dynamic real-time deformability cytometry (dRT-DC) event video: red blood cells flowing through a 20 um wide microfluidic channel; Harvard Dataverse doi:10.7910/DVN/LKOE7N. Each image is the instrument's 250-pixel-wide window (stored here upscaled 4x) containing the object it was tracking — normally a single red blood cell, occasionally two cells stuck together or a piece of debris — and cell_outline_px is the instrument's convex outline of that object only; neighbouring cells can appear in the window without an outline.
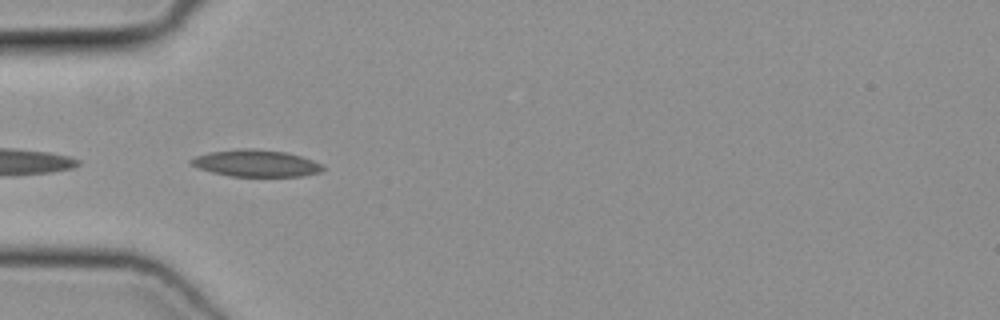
{"species": "common noctule bat (a hibernating species)", "species_latin": "Nyctalus noctula", "temperature_condition": "cold", "stored_images_in_passage": 19, "camera_frame_rate_fps": 3000, "um_per_image_px": 0.085, "animal": {"sex": "female", "body_mass_g": 19.3, "forearm_length_mm": 54.1}, "frame": {"image": 1, "passage_image": 16, "time_ms": 5.0, "image_size_px": [1000, 320], "cell_outline_px": [[324, 168], [320, 172], [304, 176], [228, 176], [196, 168], [188, 160], [196, 156], [208, 152], [240, 148], [252, 148], [284, 152], [300, 156], [324, 164]], "centroid_in_image_um": [21.74, 13.88], "position_along_channel_um": 63.3, "area_um2": 20.69}}